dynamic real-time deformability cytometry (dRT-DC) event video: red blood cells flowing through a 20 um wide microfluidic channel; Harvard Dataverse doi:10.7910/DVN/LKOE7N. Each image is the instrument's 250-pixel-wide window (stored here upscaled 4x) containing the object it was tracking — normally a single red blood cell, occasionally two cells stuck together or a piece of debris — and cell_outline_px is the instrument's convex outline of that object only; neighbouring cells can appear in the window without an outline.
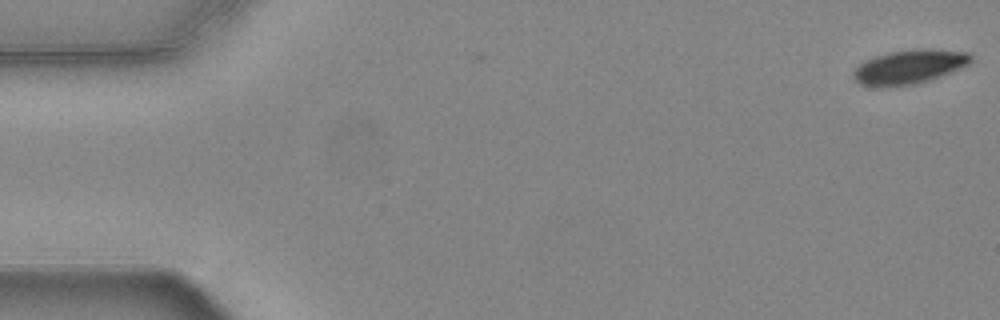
{"species": "common noctule bat (a hibernating species)", "species_latin": "Nyctalus noctula", "temperature_condition": "warm", "stored_images_in_passage": 55, "camera_frame_rate_fps": 3000, "um_per_image_px": 0.085, "animal": {"sex": "female", "body_mass_g": 24.6, "forearm_length_mm": 56.2}, "frame": {"image": 1, "passage_image": 1, "time_ms": 0.0, "image_size_px": [1000, 320], "cell_outline_px": [[972, 60], [968, 64], [960, 68], [940, 76], [928, 80], [912, 84], [884, 88], [876, 88], [860, 84], [852, 76], [852, 72], [860, 64], [876, 56], [888, 52], [916, 48], [932, 48], [968, 52], [972, 56]], "centroid_in_image_um": [77.27, 5.68], "position_along_channel_um": 7.7, "area_um2": 23.52}}
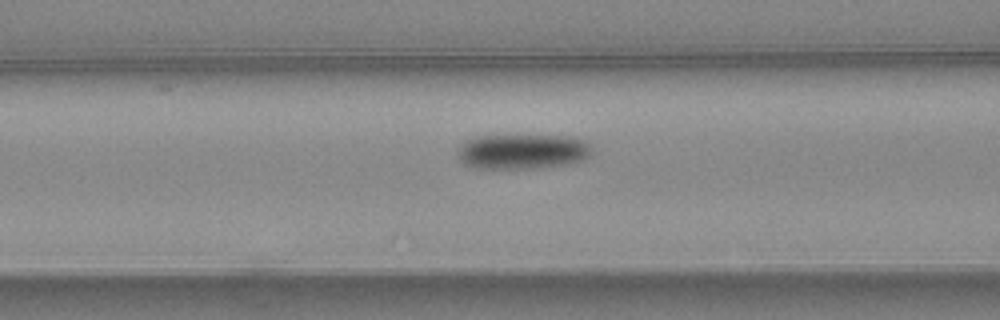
{"frame": {"image": 2, "passage_image": 22, "time_ms": 7.0, "image_size_px": [1000, 320], "cell_outline_px": [[596, 152], [592, 156], [584, 160], [568, 164], [540, 168], [476, 168], [464, 164], [456, 156], [456, 152], [468, 140], [476, 136], [572, 136], [584, 140]], "centroid_in_image_um": [44.48, 12.89], "position_along_channel_um": 122.1, "area_um2": 27.63}}
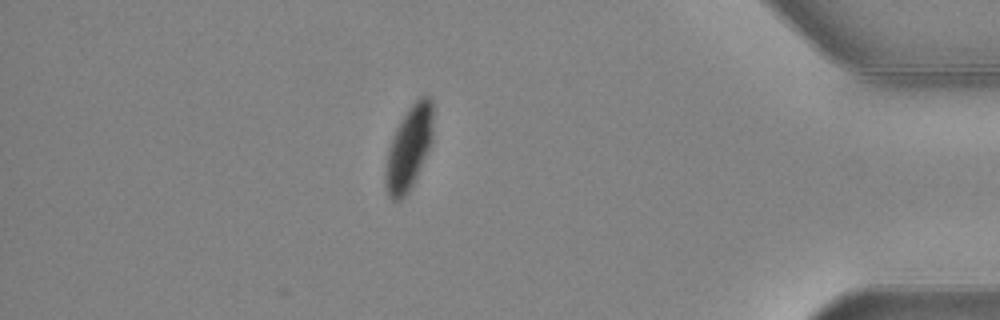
{"frame": {"image": 3, "passage_image": 48, "time_ms": 15.667, "image_size_px": [1000, 320], "cell_outline_px": [[432, 144], [408, 192], [404, 196], [396, 200], [392, 200], [388, 196], [384, 180], [384, 172], [388, 148], [396, 128], [408, 108], [420, 96], [428, 96], [432, 100]], "centroid_in_image_um": [34.74, 12.58], "position_along_channel_um": 400.5, "area_um2": 23.06}, "authors_computed_cell_mechanics": {"area_um2": 25.6632, "velocity_mm_per_s": 3.6999, "shape_relaxation_time_tau1_ms": 4.0245, "shape_relaxation_time_tau2_ms": 6.5531, "deformation_change_tau1": 0.1116, "deformation_change_tau2": 0.06}}